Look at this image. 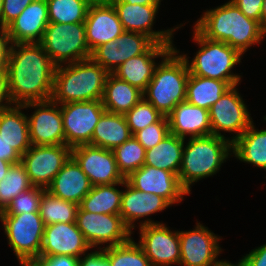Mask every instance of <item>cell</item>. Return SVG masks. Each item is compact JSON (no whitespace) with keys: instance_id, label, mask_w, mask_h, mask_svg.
<instances>
[{"instance_id":"cell-1","label":"cell","mask_w":266,"mask_h":266,"mask_svg":"<svg viewBox=\"0 0 266 266\" xmlns=\"http://www.w3.org/2000/svg\"><path fill=\"white\" fill-rule=\"evenodd\" d=\"M55 67L39 43L11 44L6 65L11 103L51 100Z\"/></svg>"},{"instance_id":"cell-2","label":"cell","mask_w":266,"mask_h":266,"mask_svg":"<svg viewBox=\"0 0 266 266\" xmlns=\"http://www.w3.org/2000/svg\"><path fill=\"white\" fill-rule=\"evenodd\" d=\"M192 26L205 38L225 42L242 56L266 39V32L260 24L246 17L230 0L203 10Z\"/></svg>"},{"instance_id":"cell-3","label":"cell","mask_w":266,"mask_h":266,"mask_svg":"<svg viewBox=\"0 0 266 266\" xmlns=\"http://www.w3.org/2000/svg\"><path fill=\"white\" fill-rule=\"evenodd\" d=\"M229 158H233L232 143L225 138L211 134L185 139L178 174L182 187L190 195L195 183L214 177Z\"/></svg>"},{"instance_id":"cell-4","label":"cell","mask_w":266,"mask_h":266,"mask_svg":"<svg viewBox=\"0 0 266 266\" xmlns=\"http://www.w3.org/2000/svg\"><path fill=\"white\" fill-rule=\"evenodd\" d=\"M108 74L92 58L56 66L51 100L58 104L102 100Z\"/></svg>"},{"instance_id":"cell-5","label":"cell","mask_w":266,"mask_h":266,"mask_svg":"<svg viewBox=\"0 0 266 266\" xmlns=\"http://www.w3.org/2000/svg\"><path fill=\"white\" fill-rule=\"evenodd\" d=\"M192 42L198 46L193 58L185 51L174 49L186 61L191 75L222 80L234 85H241L243 76L234 72L242 63V56L236 49L225 42L212 41L202 36L193 26ZM192 58V59H191ZM235 68V69H234Z\"/></svg>"},{"instance_id":"cell-6","label":"cell","mask_w":266,"mask_h":266,"mask_svg":"<svg viewBox=\"0 0 266 266\" xmlns=\"http://www.w3.org/2000/svg\"><path fill=\"white\" fill-rule=\"evenodd\" d=\"M189 74L186 61L173 48L159 60L143 97L167 117L180 102L186 100Z\"/></svg>"},{"instance_id":"cell-7","label":"cell","mask_w":266,"mask_h":266,"mask_svg":"<svg viewBox=\"0 0 266 266\" xmlns=\"http://www.w3.org/2000/svg\"><path fill=\"white\" fill-rule=\"evenodd\" d=\"M39 44L55 66L85 60L92 54L86 42L84 22H50Z\"/></svg>"},{"instance_id":"cell-8","label":"cell","mask_w":266,"mask_h":266,"mask_svg":"<svg viewBox=\"0 0 266 266\" xmlns=\"http://www.w3.org/2000/svg\"><path fill=\"white\" fill-rule=\"evenodd\" d=\"M0 222L4 237H7V245L18 262H28L39 257L45 227L39 213L0 215Z\"/></svg>"},{"instance_id":"cell-9","label":"cell","mask_w":266,"mask_h":266,"mask_svg":"<svg viewBox=\"0 0 266 266\" xmlns=\"http://www.w3.org/2000/svg\"><path fill=\"white\" fill-rule=\"evenodd\" d=\"M238 86L229 88L209 110L212 134L231 143H234L254 121L247 102L239 92L241 87Z\"/></svg>"},{"instance_id":"cell-10","label":"cell","mask_w":266,"mask_h":266,"mask_svg":"<svg viewBox=\"0 0 266 266\" xmlns=\"http://www.w3.org/2000/svg\"><path fill=\"white\" fill-rule=\"evenodd\" d=\"M76 224L88 245L96 250L123 244L133 236L120 215L90 213L78 207Z\"/></svg>"},{"instance_id":"cell-11","label":"cell","mask_w":266,"mask_h":266,"mask_svg":"<svg viewBox=\"0 0 266 266\" xmlns=\"http://www.w3.org/2000/svg\"><path fill=\"white\" fill-rule=\"evenodd\" d=\"M196 219L194 228L180 230V263L179 266H217L223 253L220 245L222 236L215 234L205 223Z\"/></svg>"},{"instance_id":"cell-12","label":"cell","mask_w":266,"mask_h":266,"mask_svg":"<svg viewBox=\"0 0 266 266\" xmlns=\"http://www.w3.org/2000/svg\"><path fill=\"white\" fill-rule=\"evenodd\" d=\"M116 9L124 31L137 32L149 36L155 43L174 44L175 32L186 24L180 23L173 28L155 29V19L158 18L161 4H130L126 2H111ZM157 16V17H156ZM184 25V26H183ZM154 27V29H153Z\"/></svg>"},{"instance_id":"cell-13","label":"cell","mask_w":266,"mask_h":266,"mask_svg":"<svg viewBox=\"0 0 266 266\" xmlns=\"http://www.w3.org/2000/svg\"><path fill=\"white\" fill-rule=\"evenodd\" d=\"M65 145L89 144L96 124L106 112L102 100L60 104Z\"/></svg>"},{"instance_id":"cell-14","label":"cell","mask_w":266,"mask_h":266,"mask_svg":"<svg viewBox=\"0 0 266 266\" xmlns=\"http://www.w3.org/2000/svg\"><path fill=\"white\" fill-rule=\"evenodd\" d=\"M72 156V148L62 145H32L22 156L33 186L47 189L56 174Z\"/></svg>"},{"instance_id":"cell-15","label":"cell","mask_w":266,"mask_h":266,"mask_svg":"<svg viewBox=\"0 0 266 266\" xmlns=\"http://www.w3.org/2000/svg\"><path fill=\"white\" fill-rule=\"evenodd\" d=\"M172 229L165 222L138 228L137 243L152 266H179L181 257L179 230Z\"/></svg>"},{"instance_id":"cell-16","label":"cell","mask_w":266,"mask_h":266,"mask_svg":"<svg viewBox=\"0 0 266 266\" xmlns=\"http://www.w3.org/2000/svg\"><path fill=\"white\" fill-rule=\"evenodd\" d=\"M25 110L34 111L28 115L29 134L32 145L65 144L60 104L48 101L27 102Z\"/></svg>"},{"instance_id":"cell-17","label":"cell","mask_w":266,"mask_h":266,"mask_svg":"<svg viewBox=\"0 0 266 266\" xmlns=\"http://www.w3.org/2000/svg\"><path fill=\"white\" fill-rule=\"evenodd\" d=\"M171 206L163 197L144 193L130 186L126 180L123 181L120 216L133 234H135L133 230L141 226L162 223V220L161 222L152 220V215L166 211Z\"/></svg>"},{"instance_id":"cell-18","label":"cell","mask_w":266,"mask_h":266,"mask_svg":"<svg viewBox=\"0 0 266 266\" xmlns=\"http://www.w3.org/2000/svg\"><path fill=\"white\" fill-rule=\"evenodd\" d=\"M72 157L80 165L93 186L125 181L118 169L112 150L83 144L72 148Z\"/></svg>"},{"instance_id":"cell-19","label":"cell","mask_w":266,"mask_h":266,"mask_svg":"<svg viewBox=\"0 0 266 266\" xmlns=\"http://www.w3.org/2000/svg\"><path fill=\"white\" fill-rule=\"evenodd\" d=\"M125 180L135 189L163 197L172 206L179 205L185 200V196H189L182 187L178 175L164 169L143 165Z\"/></svg>"},{"instance_id":"cell-20","label":"cell","mask_w":266,"mask_h":266,"mask_svg":"<svg viewBox=\"0 0 266 266\" xmlns=\"http://www.w3.org/2000/svg\"><path fill=\"white\" fill-rule=\"evenodd\" d=\"M91 250L76 222L54 223L44 227L39 256L68 255L80 259Z\"/></svg>"},{"instance_id":"cell-21","label":"cell","mask_w":266,"mask_h":266,"mask_svg":"<svg viewBox=\"0 0 266 266\" xmlns=\"http://www.w3.org/2000/svg\"><path fill=\"white\" fill-rule=\"evenodd\" d=\"M84 24L86 42L91 53L124 32L116 9L109 0L90 4Z\"/></svg>"},{"instance_id":"cell-22","label":"cell","mask_w":266,"mask_h":266,"mask_svg":"<svg viewBox=\"0 0 266 266\" xmlns=\"http://www.w3.org/2000/svg\"><path fill=\"white\" fill-rule=\"evenodd\" d=\"M174 46L175 44L154 43L143 54L122 63L112 74L144 92L159 64L158 59L162 60Z\"/></svg>"},{"instance_id":"cell-23","label":"cell","mask_w":266,"mask_h":266,"mask_svg":"<svg viewBox=\"0 0 266 266\" xmlns=\"http://www.w3.org/2000/svg\"><path fill=\"white\" fill-rule=\"evenodd\" d=\"M46 0H35L8 26L11 44L39 43L49 24Z\"/></svg>"},{"instance_id":"cell-24","label":"cell","mask_w":266,"mask_h":266,"mask_svg":"<svg viewBox=\"0 0 266 266\" xmlns=\"http://www.w3.org/2000/svg\"><path fill=\"white\" fill-rule=\"evenodd\" d=\"M169 133L180 138H194L212 134L209 111L186 100L180 102L167 116Z\"/></svg>"},{"instance_id":"cell-25","label":"cell","mask_w":266,"mask_h":266,"mask_svg":"<svg viewBox=\"0 0 266 266\" xmlns=\"http://www.w3.org/2000/svg\"><path fill=\"white\" fill-rule=\"evenodd\" d=\"M92 186L87 175L71 156L46 190L53 196L80 205Z\"/></svg>"},{"instance_id":"cell-26","label":"cell","mask_w":266,"mask_h":266,"mask_svg":"<svg viewBox=\"0 0 266 266\" xmlns=\"http://www.w3.org/2000/svg\"><path fill=\"white\" fill-rule=\"evenodd\" d=\"M23 105L0 109V135L21 156L32 146L27 113Z\"/></svg>"},{"instance_id":"cell-27","label":"cell","mask_w":266,"mask_h":266,"mask_svg":"<svg viewBox=\"0 0 266 266\" xmlns=\"http://www.w3.org/2000/svg\"><path fill=\"white\" fill-rule=\"evenodd\" d=\"M258 128L253 121L232 143V156L239 162L251 164L266 172V129Z\"/></svg>"},{"instance_id":"cell-28","label":"cell","mask_w":266,"mask_h":266,"mask_svg":"<svg viewBox=\"0 0 266 266\" xmlns=\"http://www.w3.org/2000/svg\"><path fill=\"white\" fill-rule=\"evenodd\" d=\"M143 97V92L112 73L107 75L102 104L107 112L125 114Z\"/></svg>"},{"instance_id":"cell-29","label":"cell","mask_w":266,"mask_h":266,"mask_svg":"<svg viewBox=\"0 0 266 266\" xmlns=\"http://www.w3.org/2000/svg\"><path fill=\"white\" fill-rule=\"evenodd\" d=\"M132 136L124 114L106 111L96 124L89 144L113 150Z\"/></svg>"},{"instance_id":"cell-30","label":"cell","mask_w":266,"mask_h":266,"mask_svg":"<svg viewBox=\"0 0 266 266\" xmlns=\"http://www.w3.org/2000/svg\"><path fill=\"white\" fill-rule=\"evenodd\" d=\"M184 138L167 134L161 142L146 150L144 165L179 174L184 148Z\"/></svg>"},{"instance_id":"cell-31","label":"cell","mask_w":266,"mask_h":266,"mask_svg":"<svg viewBox=\"0 0 266 266\" xmlns=\"http://www.w3.org/2000/svg\"><path fill=\"white\" fill-rule=\"evenodd\" d=\"M122 192L123 182L92 186L79 207L90 213L120 215Z\"/></svg>"},{"instance_id":"cell-32","label":"cell","mask_w":266,"mask_h":266,"mask_svg":"<svg viewBox=\"0 0 266 266\" xmlns=\"http://www.w3.org/2000/svg\"><path fill=\"white\" fill-rule=\"evenodd\" d=\"M232 86L231 83L222 80L189 74L186 101L209 111L211 106Z\"/></svg>"},{"instance_id":"cell-33","label":"cell","mask_w":266,"mask_h":266,"mask_svg":"<svg viewBox=\"0 0 266 266\" xmlns=\"http://www.w3.org/2000/svg\"><path fill=\"white\" fill-rule=\"evenodd\" d=\"M79 205L53 196L45 190L40 199L39 214L45 226L76 222Z\"/></svg>"},{"instance_id":"cell-34","label":"cell","mask_w":266,"mask_h":266,"mask_svg":"<svg viewBox=\"0 0 266 266\" xmlns=\"http://www.w3.org/2000/svg\"><path fill=\"white\" fill-rule=\"evenodd\" d=\"M32 186L24 165L21 162L12 164L0 182V213L6 210L15 197Z\"/></svg>"},{"instance_id":"cell-35","label":"cell","mask_w":266,"mask_h":266,"mask_svg":"<svg viewBox=\"0 0 266 266\" xmlns=\"http://www.w3.org/2000/svg\"><path fill=\"white\" fill-rule=\"evenodd\" d=\"M49 22L79 23L85 22L90 2L87 0H46Z\"/></svg>"},{"instance_id":"cell-36","label":"cell","mask_w":266,"mask_h":266,"mask_svg":"<svg viewBox=\"0 0 266 266\" xmlns=\"http://www.w3.org/2000/svg\"><path fill=\"white\" fill-rule=\"evenodd\" d=\"M132 237L129 241L101 249L111 266H152L141 246Z\"/></svg>"},{"instance_id":"cell-37","label":"cell","mask_w":266,"mask_h":266,"mask_svg":"<svg viewBox=\"0 0 266 266\" xmlns=\"http://www.w3.org/2000/svg\"><path fill=\"white\" fill-rule=\"evenodd\" d=\"M118 169L124 178L144 165L146 149L132 136L113 150Z\"/></svg>"},{"instance_id":"cell-38","label":"cell","mask_w":266,"mask_h":266,"mask_svg":"<svg viewBox=\"0 0 266 266\" xmlns=\"http://www.w3.org/2000/svg\"><path fill=\"white\" fill-rule=\"evenodd\" d=\"M155 42L147 35L124 31L117 37L119 66L128 59L146 52Z\"/></svg>"},{"instance_id":"cell-39","label":"cell","mask_w":266,"mask_h":266,"mask_svg":"<svg viewBox=\"0 0 266 266\" xmlns=\"http://www.w3.org/2000/svg\"><path fill=\"white\" fill-rule=\"evenodd\" d=\"M132 135L146 128L148 125L159 122L164 116L144 97L128 112L124 114Z\"/></svg>"},{"instance_id":"cell-40","label":"cell","mask_w":266,"mask_h":266,"mask_svg":"<svg viewBox=\"0 0 266 266\" xmlns=\"http://www.w3.org/2000/svg\"><path fill=\"white\" fill-rule=\"evenodd\" d=\"M46 189L32 186L15 197L0 215H17L22 213H39L40 199Z\"/></svg>"},{"instance_id":"cell-41","label":"cell","mask_w":266,"mask_h":266,"mask_svg":"<svg viewBox=\"0 0 266 266\" xmlns=\"http://www.w3.org/2000/svg\"><path fill=\"white\" fill-rule=\"evenodd\" d=\"M167 134H169V122L168 118L164 116L159 122L148 125L133 136L148 150L161 142Z\"/></svg>"},{"instance_id":"cell-42","label":"cell","mask_w":266,"mask_h":266,"mask_svg":"<svg viewBox=\"0 0 266 266\" xmlns=\"http://www.w3.org/2000/svg\"><path fill=\"white\" fill-rule=\"evenodd\" d=\"M91 58L108 73H113V71L119 67L117 38L97 47L92 52Z\"/></svg>"},{"instance_id":"cell-43","label":"cell","mask_w":266,"mask_h":266,"mask_svg":"<svg viewBox=\"0 0 266 266\" xmlns=\"http://www.w3.org/2000/svg\"><path fill=\"white\" fill-rule=\"evenodd\" d=\"M35 0H2L1 26L7 27Z\"/></svg>"},{"instance_id":"cell-44","label":"cell","mask_w":266,"mask_h":266,"mask_svg":"<svg viewBox=\"0 0 266 266\" xmlns=\"http://www.w3.org/2000/svg\"><path fill=\"white\" fill-rule=\"evenodd\" d=\"M248 18L257 21L261 26L263 0H230Z\"/></svg>"},{"instance_id":"cell-45","label":"cell","mask_w":266,"mask_h":266,"mask_svg":"<svg viewBox=\"0 0 266 266\" xmlns=\"http://www.w3.org/2000/svg\"><path fill=\"white\" fill-rule=\"evenodd\" d=\"M35 266H79V258L59 255L51 257H37L31 261Z\"/></svg>"},{"instance_id":"cell-46","label":"cell","mask_w":266,"mask_h":266,"mask_svg":"<svg viewBox=\"0 0 266 266\" xmlns=\"http://www.w3.org/2000/svg\"><path fill=\"white\" fill-rule=\"evenodd\" d=\"M241 256V260L246 266H266V243Z\"/></svg>"},{"instance_id":"cell-47","label":"cell","mask_w":266,"mask_h":266,"mask_svg":"<svg viewBox=\"0 0 266 266\" xmlns=\"http://www.w3.org/2000/svg\"><path fill=\"white\" fill-rule=\"evenodd\" d=\"M79 266H111L102 250L92 249L79 259Z\"/></svg>"},{"instance_id":"cell-48","label":"cell","mask_w":266,"mask_h":266,"mask_svg":"<svg viewBox=\"0 0 266 266\" xmlns=\"http://www.w3.org/2000/svg\"><path fill=\"white\" fill-rule=\"evenodd\" d=\"M11 41L7 27L0 26V71H6Z\"/></svg>"},{"instance_id":"cell-49","label":"cell","mask_w":266,"mask_h":266,"mask_svg":"<svg viewBox=\"0 0 266 266\" xmlns=\"http://www.w3.org/2000/svg\"><path fill=\"white\" fill-rule=\"evenodd\" d=\"M0 159L12 164L21 162V155L0 135Z\"/></svg>"},{"instance_id":"cell-50","label":"cell","mask_w":266,"mask_h":266,"mask_svg":"<svg viewBox=\"0 0 266 266\" xmlns=\"http://www.w3.org/2000/svg\"><path fill=\"white\" fill-rule=\"evenodd\" d=\"M12 105L7 91V72L0 71V109Z\"/></svg>"},{"instance_id":"cell-51","label":"cell","mask_w":266,"mask_h":266,"mask_svg":"<svg viewBox=\"0 0 266 266\" xmlns=\"http://www.w3.org/2000/svg\"><path fill=\"white\" fill-rule=\"evenodd\" d=\"M110 2H126L130 4H140V5H147V4H162L163 0H109Z\"/></svg>"},{"instance_id":"cell-52","label":"cell","mask_w":266,"mask_h":266,"mask_svg":"<svg viewBox=\"0 0 266 266\" xmlns=\"http://www.w3.org/2000/svg\"><path fill=\"white\" fill-rule=\"evenodd\" d=\"M12 163L0 159V182L5 178Z\"/></svg>"},{"instance_id":"cell-53","label":"cell","mask_w":266,"mask_h":266,"mask_svg":"<svg viewBox=\"0 0 266 266\" xmlns=\"http://www.w3.org/2000/svg\"><path fill=\"white\" fill-rule=\"evenodd\" d=\"M217 266H246V264L241 260V258L235 263H231V261L222 258Z\"/></svg>"},{"instance_id":"cell-54","label":"cell","mask_w":266,"mask_h":266,"mask_svg":"<svg viewBox=\"0 0 266 266\" xmlns=\"http://www.w3.org/2000/svg\"><path fill=\"white\" fill-rule=\"evenodd\" d=\"M261 28L266 32V0H263V4H262Z\"/></svg>"},{"instance_id":"cell-55","label":"cell","mask_w":266,"mask_h":266,"mask_svg":"<svg viewBox=\"0 0 266 266\" xmlns=\"http://www.w3.org/2000/svg\"><path fill=\"white\" fill-rule=\"evenodd\" d=\"M20 266H35L31 261L28 262H18Z\"/></svg>"},{"instance_id":"cell-56","label":"cell","mask_w":266,"mask_h":266,"mask_svg":"<svg viewBox=\"0 0 266 266\" xmlns=\"http://www.w3.org/2000/svg\"><path fill=\"white\" fill-rule=\"evenodd\" d=\"M1 11H2V0H0V26H1Z\"/></svg>"},{"instance_id":"cell-57","label":"cell","mask_w":266,"mask_h":266,"mask_svg":"<svg viewBox=\"0 0 266 266\" xmlns=\"http://www.w3.org/2000/svg\"><path fill=\"white\" fill-rule=\"evenodd\" d=\"M87 1H89L92 4V3H97V2H100V1H103V0H87Z\"/></svg>"}]
</instances>
